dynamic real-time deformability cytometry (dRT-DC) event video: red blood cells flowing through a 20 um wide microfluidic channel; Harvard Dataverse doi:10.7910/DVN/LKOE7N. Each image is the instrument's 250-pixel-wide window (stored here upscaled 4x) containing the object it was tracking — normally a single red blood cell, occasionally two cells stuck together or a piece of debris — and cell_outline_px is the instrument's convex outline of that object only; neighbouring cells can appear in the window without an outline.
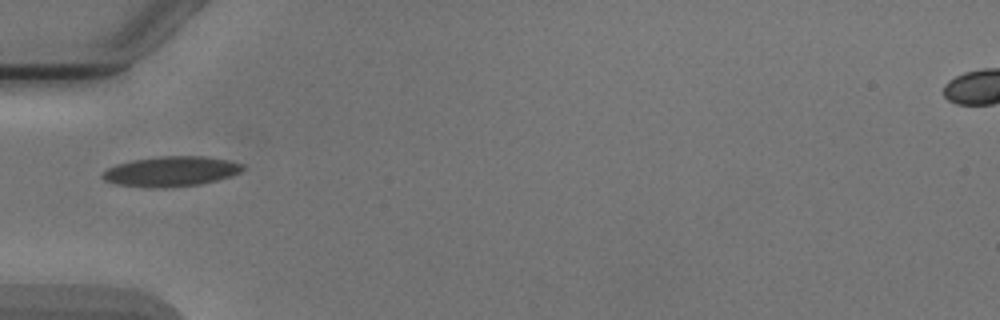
{"species": "Egyptian fruit bat (a non-hibernating species)", "species_latin": "Rousettus aegyptiacus", "temperature_condition": "cold", "stored_images_in_passage": 3, "camera_frame_rate_fps": 3000, "um_per_image_px": 0.085, "animal": {"sex": "male"}, "frame": {"image": 1, "passage_image": 3, "time_ms": 2.333, "image_size_px": [1000, 320], "cell_outline_px": [[244, 168], [240, 172], [232, 176], [200, 184], [164, 188], [144, 188], [116, 184], [104, 180], [100, 176], [108, 168], [116, 164], [136, 160], [160, 156], [204, 156], [228, 160], [244, 164]], "centroid_in_image_um": [14.54, 14.58], "position_along_channel_um": 70.5, "area_um2": 24.62}}